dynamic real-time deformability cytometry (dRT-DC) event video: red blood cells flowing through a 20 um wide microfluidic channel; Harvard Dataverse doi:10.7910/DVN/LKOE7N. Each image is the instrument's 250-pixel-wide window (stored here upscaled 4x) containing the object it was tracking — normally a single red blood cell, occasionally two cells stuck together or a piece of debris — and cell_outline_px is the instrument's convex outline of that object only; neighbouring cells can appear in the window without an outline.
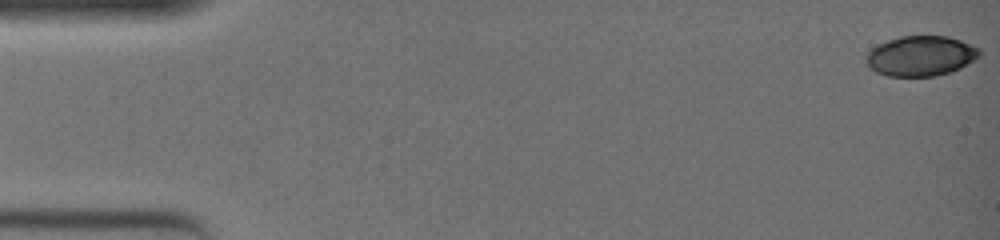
{"species": "common noctule bat (a hibernating species)", "species_latin": "Nyctalus noctula", "temperature_condition": "warm", "stored_images_in_passage": 51, "camera_frame_rate_fps": 3000, "um_per_image_px": 0.085, "animal": {"sex": "female", "body_mass_g": 19.0, "forearm_length_mm": 51.5}, "frame": {"image": 1, "passage_image": 1, "time_ms": 0.0, "image_size_px": [1000, 240], "cell_outline_px": [[980, 56], [960, 68], [952, 72], [936, 76], [888, 76], [876, 72], [864, 60], [864, 56], [876, 44], [900, 36], [948, 36], [960, 40], [980, 48]], "centroid_in_image_um": [78.25, 4.75], "position_along_channel_um": 6.7, "area_um2": 26.65}}
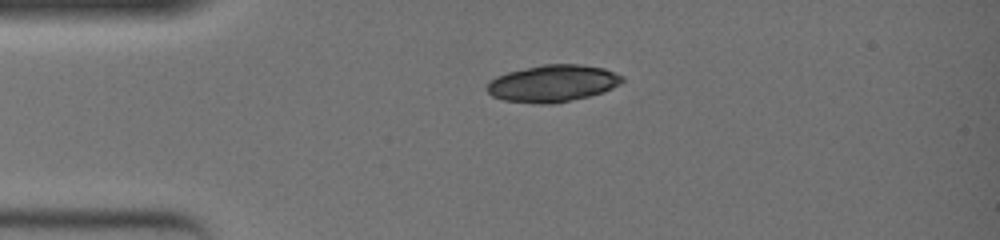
{"frame": {"image": 2, "passage_image": 13, "time_ms": 4.0, "image_size_px": [1000, 240], "cell_outline_px": [[624, 80], [620, 84], [604, 92], [588, 96], [552, 104], [540, 104], [504, 100], [492, 96], [484, 88], [488, 80], [496, 76], [508, 72], [544, 64], [580, 64], [604, 68], [624, 76]], "centroid_in_image_um": [46.96, 7.08], "position_along_channel_um": 38.0, "area_um2": 29.25}}